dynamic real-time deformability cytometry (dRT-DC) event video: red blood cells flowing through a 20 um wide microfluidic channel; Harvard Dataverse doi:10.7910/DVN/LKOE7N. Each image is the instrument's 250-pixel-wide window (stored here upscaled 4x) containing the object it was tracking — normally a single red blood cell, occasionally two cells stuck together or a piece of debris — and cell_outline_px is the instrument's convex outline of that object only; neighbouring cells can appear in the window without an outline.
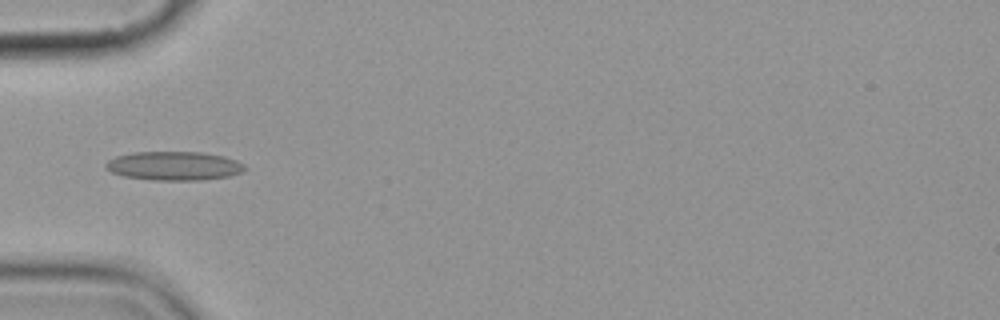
{"species": "common noctule bat (a hibernating species)", "species_latin": "Nyctalus noctula", "temperature_condition": "cold", "stored_images_in_passage": 5, "camera_frame_rate_fps": 3000, "um_per_image_px": 0.085, "animal": {"sex": "female", "body_mass_g": 19.9}, "frame": {"image": 1, "passage_image": 5, "time_ms": 4.667, "image_size_px": [1000, 320], "cell_outline_px": [[248, 168], [244, 172], [228, 176], [200, 180], [152, 180], [124, 176], [112, 172], [104, 168], [104, 164], [108, 160], [116, 156], [136, 152], [200, 152], [224, 156], [236, 160], [244, 164]], "centroid_in_image_um": [14.81, 14.1], "position_along_channel_um": 70.2, "area_um2": 23.47}}